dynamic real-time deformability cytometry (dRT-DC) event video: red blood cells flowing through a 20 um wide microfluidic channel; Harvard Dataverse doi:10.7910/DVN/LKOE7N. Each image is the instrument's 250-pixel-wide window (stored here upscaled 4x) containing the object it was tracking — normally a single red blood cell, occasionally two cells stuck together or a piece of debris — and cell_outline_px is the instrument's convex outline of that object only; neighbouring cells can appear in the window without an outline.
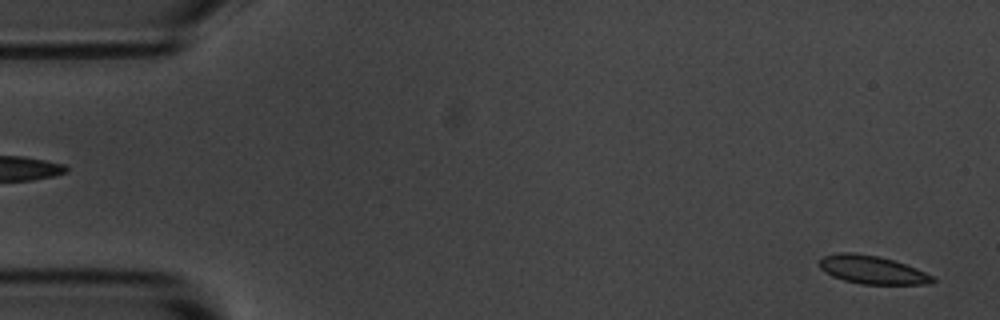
{"species": "common noctule bat (a hibernating species)", "species_latin": "Nyctalus noctula", "temperature_condition": "room temperature", "stored_images_in_passage": 6, "camera_frame_rate_fps": 3000, "um_per_image_px": 0.085, "animal": {"sex": "male", "body_mass_g": 20.1, "forearm_length_mm": 53.5}, "frame": {"image": 1, "passage_image": 1, "time_ms": 0.0, "image_size_px": [1000, 320], "cell_outline_px": [[936, 280], [928, 284], [860, 284], [844, 280], [832, 276], [824, 272], [820, 268], [820, 260], [824, 256], [836, 252], [848, 252], [880, 256], [916, 268], [932, 276]], "centroid_in_image_um": [74.1, 22.93], "position_along_channel_um": 10.9, "area_um2": 18.5}}